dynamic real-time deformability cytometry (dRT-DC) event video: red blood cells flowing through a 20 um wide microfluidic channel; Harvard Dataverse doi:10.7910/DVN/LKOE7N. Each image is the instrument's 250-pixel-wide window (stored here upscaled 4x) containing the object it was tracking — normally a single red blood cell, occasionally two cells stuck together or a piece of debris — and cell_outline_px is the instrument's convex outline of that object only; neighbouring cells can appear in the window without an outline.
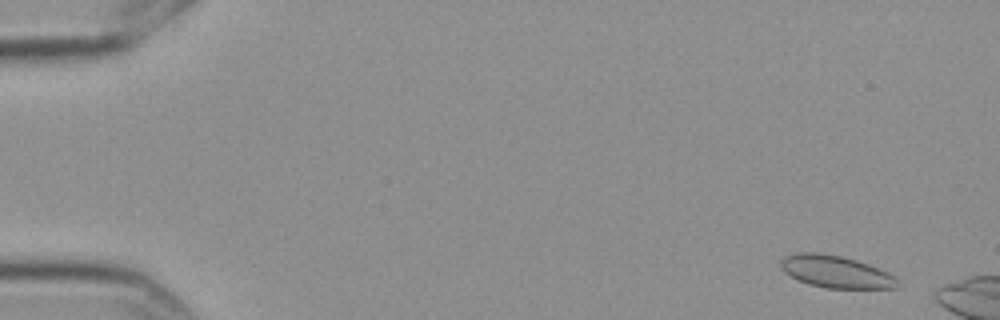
{"species": "Egyptian fruit bat (a non-hibernating species)", "species_latin": "Rousettus aegyptiacus", "temperature_condition": "cold", "stored_images_in_passage": 6, "camera_frame_rate_fps": 3000, "um_per_image_px": 0.085, "frame": {"image": 1, "passage_image": 2, "time_ms": 0.333, "image_size_px": [1000, 320], "cell_outline_px": [[900, 288], [824, 288], [808, 284], [784, 272], [780, 268], [780, 260], [784, 256], [800, 252], [816, 252], [840, 256], [856, 260], [868, 264], [888, 272], [896, 276]], "centroid_in_image_um": [71.05, 23.1], "position_along_channel_um": 14.0, "area_um2": 21.96}}